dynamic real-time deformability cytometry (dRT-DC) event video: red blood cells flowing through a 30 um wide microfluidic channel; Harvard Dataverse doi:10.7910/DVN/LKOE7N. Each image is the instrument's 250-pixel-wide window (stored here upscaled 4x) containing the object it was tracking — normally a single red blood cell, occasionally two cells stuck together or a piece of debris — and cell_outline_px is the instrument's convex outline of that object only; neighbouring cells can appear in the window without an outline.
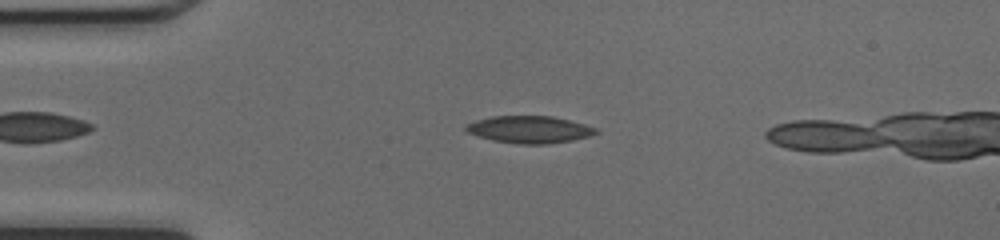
{"species": "common noctule bat (a hibernating species)", "species_latin": "Nyctalus noctula", "temperature_condition": "cold", "stored_images_in_passage": 45, "camera_frame_rate_fps": 3000, "um_per_image_px": 0.085, "animal": {"sex": "female", "body_mass_g": 17.0, "forearm_length_mm": 48.0}, "frame": {"image": 1, "passage_image": 12, "time_ms": 3.667, "image_size_px": [1000, 240], "cell_outline_px": [[600, 132], [588, 136], [572, 140], [544, 144], [520, 144], [492, 140], [468, 132], [464, 128], [464, 124], [476, 120], [492, 116], [552, 116], [584, 124], [596, 128]], "centroid_in_image_um": [44.98, 11.0], "position_along_channel_um": 40.0, "area_um2": 20.4}}
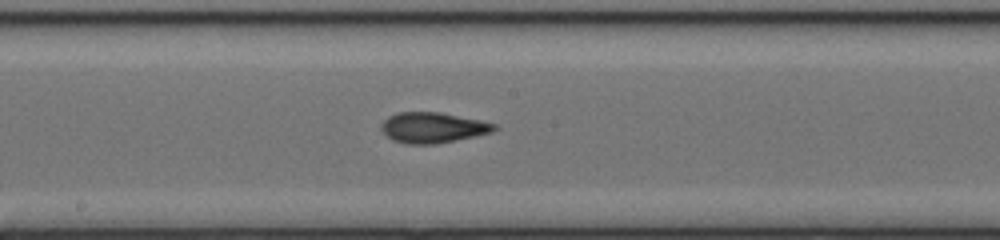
{"frame": {"image": 2, "passage_image": 26, "time_ms": 8.333, "image_size_px": [1000, 240], "cell_outline_px": [[496, 128], [492, 132], [476, 136], [436, 144], [408, 144], [392, 140], [380, 128], [380, 124], [388, 116], [396, 112], [440, 112], [480, 120], [496, 124]], "centroid_in_image_um": [36.76, 10.84], "position_along_channel_um": 211.4, "area_um2": 20.11}}
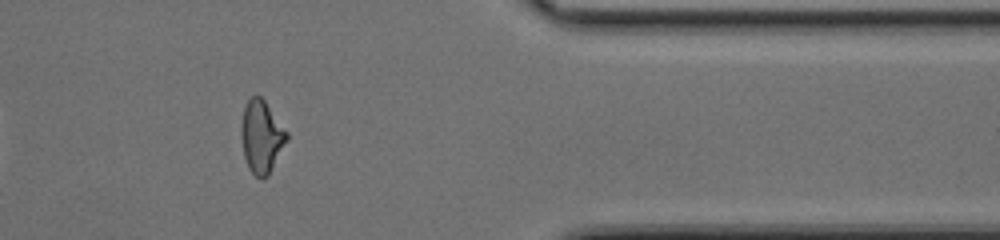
{"frame": {"image": 3, "passage_image": 40, "time_ms": 13.0, "image_size_px": [1000, 240], "cell_outline_px": [[288, 140], [268, 176], [260, 180], [248, 168], [244, 156], [240, 136], [240, 128], [244, 104], [256, 92], [264, 100], [288, 132]], "centroid_in_image_um": [22.21, 11.61], "position_along_channel_um": 389.2, "area_um2": 19.59}, "authors_computed_cell_mechanics": {"area_um2": 19.8832, "velocity_mm_per_s": 4.2709, "shape_relaxation_time_tau1_ms": null, "shape_relaxation_time_tau2_ms": 2.3219, "deformation_change_tau1": null, "deformation_change_tau2": 0.0848}}